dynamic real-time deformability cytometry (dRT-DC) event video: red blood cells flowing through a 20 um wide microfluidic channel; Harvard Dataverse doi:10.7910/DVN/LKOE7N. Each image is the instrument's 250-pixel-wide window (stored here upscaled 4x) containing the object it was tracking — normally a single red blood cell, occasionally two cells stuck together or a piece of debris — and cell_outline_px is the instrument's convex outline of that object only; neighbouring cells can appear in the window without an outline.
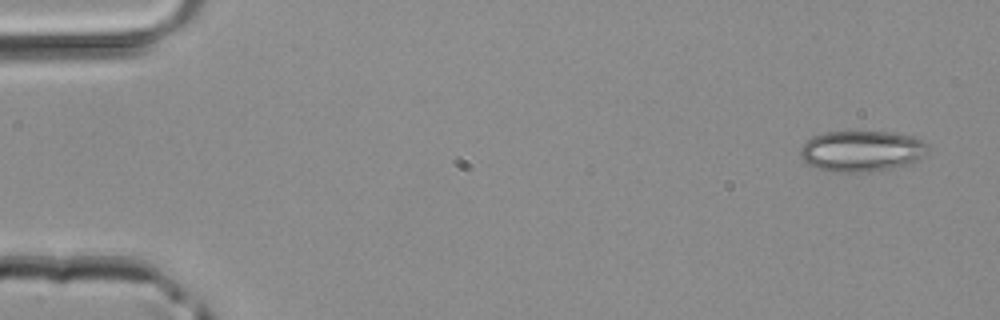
{"species": "common noctule bat (a hibernating species)", "species_latin": "Nyctalus noctula", "temperature_condition": "room temperature", "stored_images_in_passage": 4, "camera_frame_rate_fps": 3000, "um_per_image_px": 0.085, "animal": {"sex": "male", "body_mass_g": 20.4}, "frame": {"image": 1, "passage_image": 1, "time_ms": 0.0, "image_size_px": [1000, 320], "cell_outline_px": [[928, 152], [924, 156], [916, 160], [904, 164], [888, 168], [868, 172], [832, 172], [808, 164], [800, 156], [800, 148], [812, 136], [824, 132], [888, 132], [908, 136], [920, 140], [928, 144]], "centroid_in_image_um": [73.21, 12.84], "position_along_channel_um": 11.8, "area_um2": 30.0}}